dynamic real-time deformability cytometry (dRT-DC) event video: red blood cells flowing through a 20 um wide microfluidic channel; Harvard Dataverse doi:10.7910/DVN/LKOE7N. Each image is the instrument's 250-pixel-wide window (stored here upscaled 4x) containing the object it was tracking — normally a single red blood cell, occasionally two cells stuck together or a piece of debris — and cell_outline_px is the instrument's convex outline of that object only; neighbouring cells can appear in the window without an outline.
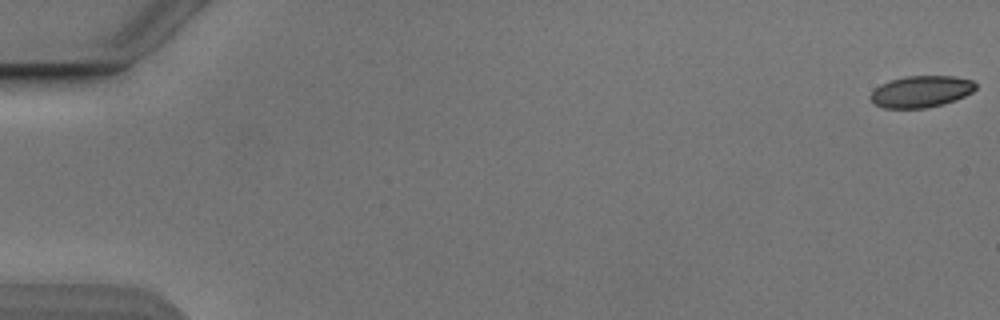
{"species": "Egyptian fruit bat (a non-hibernating species)", "species_latin": "Rousettus aegyptiacus", "temperature_condition": "cold", "stored_images_in_passage": 55, "segment_of_instrument_passage": [1, 2], "camera_frame_rate_fps": 3000, "um_per_image_px": 0.085, "animal": {"sex": "male"}, "frame": {"image": 1, "passage_image": 1, "time_ms": 0.0, "image_size_px": [1000, 320], "cell_outline_px": [[976, 88], [972, 92], [956, 100], [944, 104], [928, 108], [884, 108], [872, 104], [872, 92], [880, 84], [904, 76], [956, 76], [972, 80], [976, 84]], "centroid_in_image_um": [78.31, 7.78], "position_along_channel_um": 6.7, "area_um2": 19.42}}
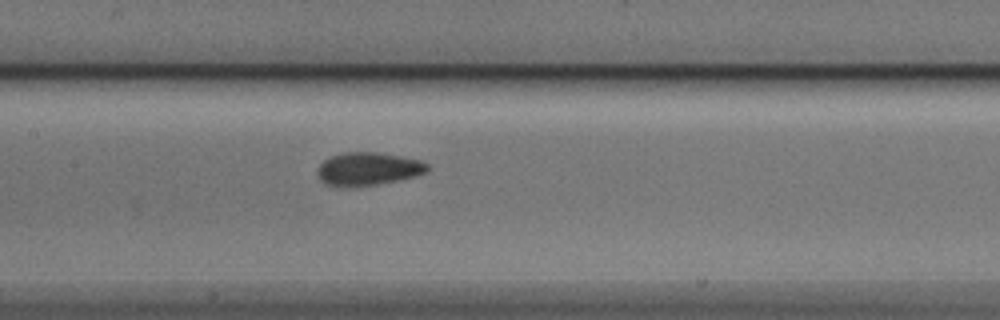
{"frame": {"image": 2, "passage_image": 27, "time_ms": 8.667, "image_size_px": [1000, 320], "cell_outline_px": [[428, 172], [416, 176], [376, 184], [328, 184], [320, 180], [316, 172], [316, 168], [324, 160], [332, 156], [344, 152], [376, 152], [400, 156], [420, 160], [428, 164]], "centroid_in_image_um": [31.31, 14.31], "position_along_channel_um": 176.1, "area_um2": 20.52}}
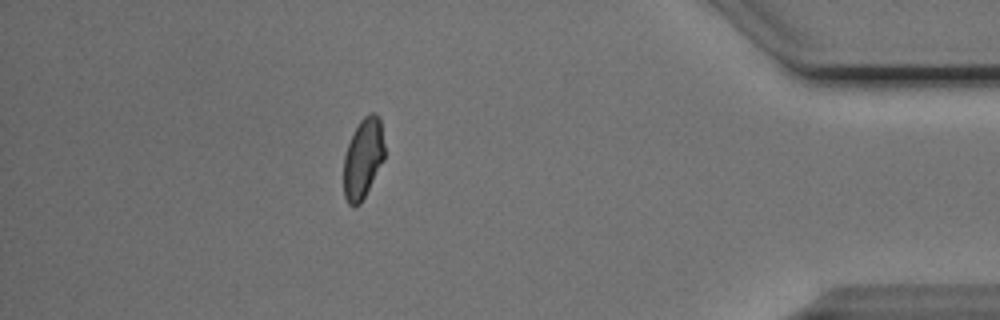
{"frame": {"image": 3, "passage_image": 48, "time_ms": 15.667, "image_size_px": [1000, 320], "cell_outline_px": [[384, 160], [360, 204], [356, 208], [348, 204], [344, 196], [344, 156], [348, 144], [360, 120], [368, 112], [376, 112], [380, 116], [384, 144]], "centroid_in_image_um": [30.87, 13.45], "position_along_channel_um": 404.3, "area_um2": 19.19}}